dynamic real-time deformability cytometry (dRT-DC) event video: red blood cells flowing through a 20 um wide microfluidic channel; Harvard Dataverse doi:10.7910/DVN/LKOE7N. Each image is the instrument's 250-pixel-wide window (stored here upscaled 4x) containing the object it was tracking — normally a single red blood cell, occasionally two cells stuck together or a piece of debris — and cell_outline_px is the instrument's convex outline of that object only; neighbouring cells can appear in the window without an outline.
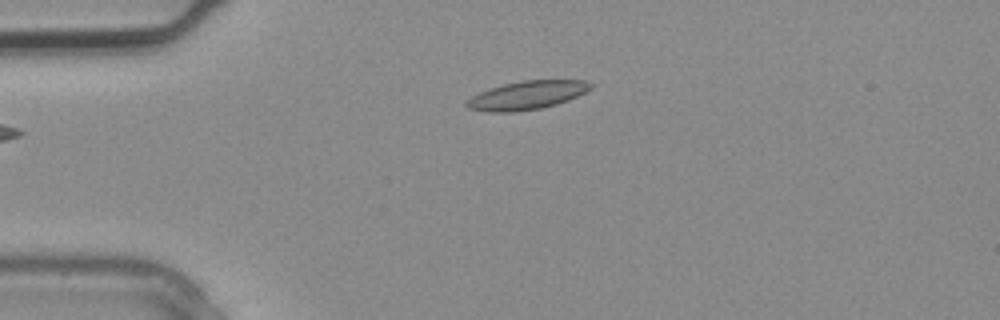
{"species": "common noctule bat (a hibernating species)", "species_latin": "Nyctalus noctula", "temperature_condition": "warm", "stored_images_in_passage": 2, "camera_frame_rate_fps": 3000, "um_per_image_px": 0.085, "animal": {"sex": "male", "body_mass_g": 20.4}, "frame": {"image": 1, "passage_image": 1, "time_ms": 0.0, "image_size_px": [1000, 320], "cell_outline_px": [[592, 88], [568, 100], [556, 104], [540, 108], [512, 112], [488, 112], [468, 108], [464, 104], [472, 96], [480, 92], [504, 84], [520, 80], [588, 80], [592, 84]], "centroid_in_image_um": [44.8, 8.09], "position_along_channel_um": 40.2, "area_um2": 20.4}}
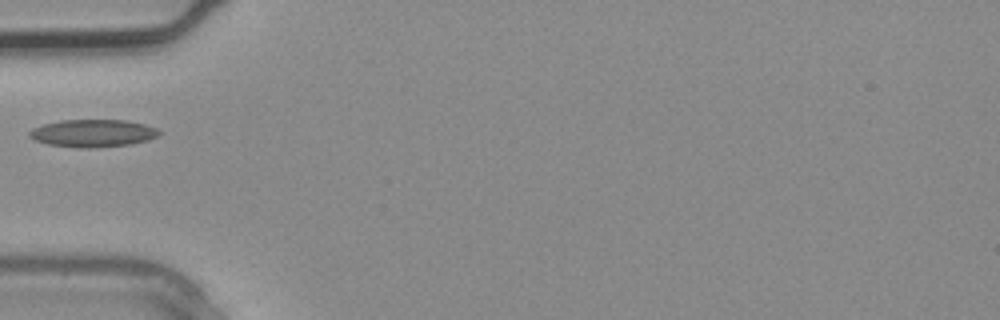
{"frame": {"image": 2, "passage_image": 2, "time_ms": 0.333, "image_size_px": [1000, 320], "cell_outline_px": [[160, 132], [156, 136], [148, 140], [132, 144], [92, 148], [80, 148], [48, 144], [36, 140], [28, 136], [28, 132], [32, 128], [44, 124], [60, 120], [128, 120], [144, 124], [156, 128]], "centroid_in_image_um": [7.88, 11.32], "position_along_channel_um": 77.1, "area_um2": 20.81}}